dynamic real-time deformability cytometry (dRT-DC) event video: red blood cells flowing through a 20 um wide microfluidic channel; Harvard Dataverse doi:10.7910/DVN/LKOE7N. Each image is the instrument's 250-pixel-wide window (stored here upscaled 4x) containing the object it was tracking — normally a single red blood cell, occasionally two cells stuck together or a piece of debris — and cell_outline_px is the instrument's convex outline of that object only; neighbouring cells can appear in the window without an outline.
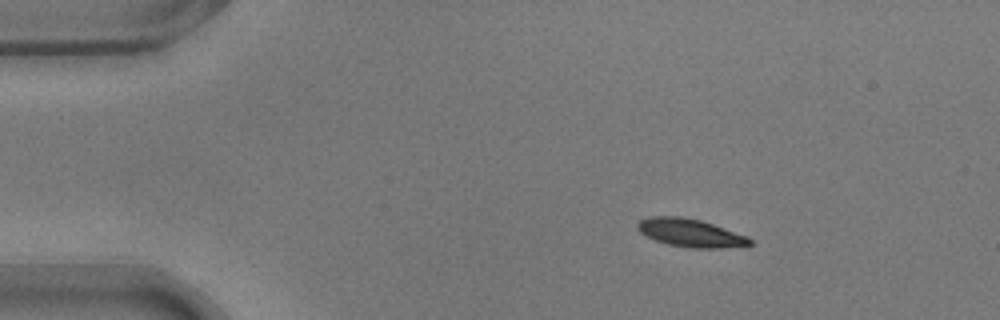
{"species": "common noctule bat (a hibernating species)", "species_latin": "Nyctalus noctula", "temperature_condition": "warm", "stored_images_in_passage": 46, "camera_frame_rate_fps": 3000, "um_per_image_px": 0.085, "animal": {"sex": "male", "body_mass_g": 17.9}, "frame": {"image": 1, "passage_image": 1, "time_ms": 0.0, "image_size_px": [1000, 320], "cell_outline_px": [[752, 244], [720, 248], [692, 248], [668, 244], [656, 240], [640, 232], [636, 228], [636, 224], [640, 220], [648, 216], [680, 216], [700, 220], [748, 236], [752, 240]], "centroid_in_image_um": [58.66, 19.78], "position_along_channel_um": 26.3, "area_um2": 18.21}}
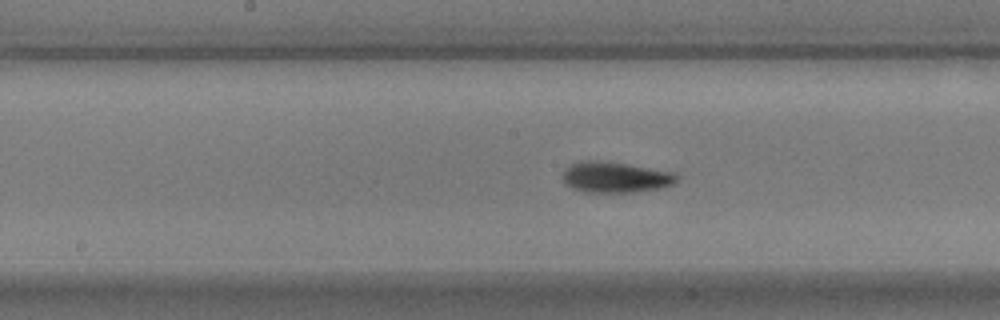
{"frame": {"image": 2, "passage_image": 20, "time_ms": 6.333, "image_size_px": [1000, 320], "cell_outline_px": [[676, 180], [672, 184], [660, 188], [632, 192], [584, 192], [572, 188], [564, 184], [564, 168], [568, 164], [580, 160], [608, 160], [672, 172], [676, 176]], "centroid_in_image_um": [52.22, 15.04], "position_along_channel_um": 196.0, "area_um2": 20.63}}
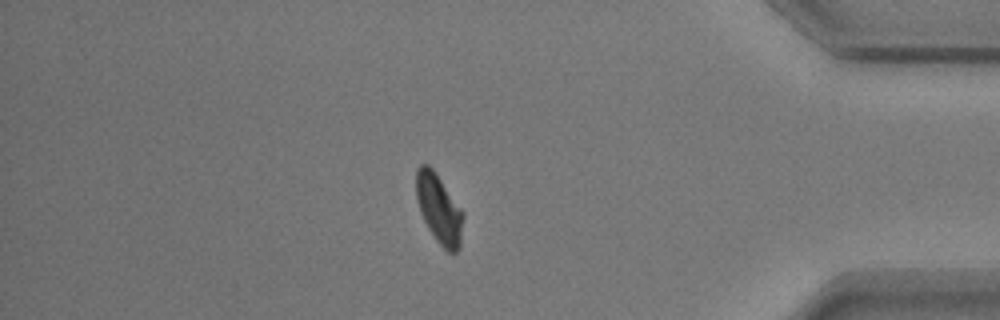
{"frame": {"image": 3, "passage_image": 39, "time_ms": 12.667, "image_size_px": [1000, 320], "cell_outline_px": [[464, 216], [460, 248], [456, 252], [448, 252], [436, 240], [428, 228], [424, 220], [416, 196], [416, 168], [420, 164], [428, 164], [436, 172], [464, 212]], "centroid_in_image_um": [37.33, 17.73], "position_along_channel_um": 397.9, "area_um2": 19.02}, "authors_computed_cell_mechanics": {"area_um2": 18.785, "velocity_mm_per_s": 3.7156, "shape_relaxation_time_tau1_ms": 2.518, "shape_relaxation_time_tau2_ms": 2.1013, "deformation_change_tau1": 0.1363, "deformation_change_tau2": 0.0716}}